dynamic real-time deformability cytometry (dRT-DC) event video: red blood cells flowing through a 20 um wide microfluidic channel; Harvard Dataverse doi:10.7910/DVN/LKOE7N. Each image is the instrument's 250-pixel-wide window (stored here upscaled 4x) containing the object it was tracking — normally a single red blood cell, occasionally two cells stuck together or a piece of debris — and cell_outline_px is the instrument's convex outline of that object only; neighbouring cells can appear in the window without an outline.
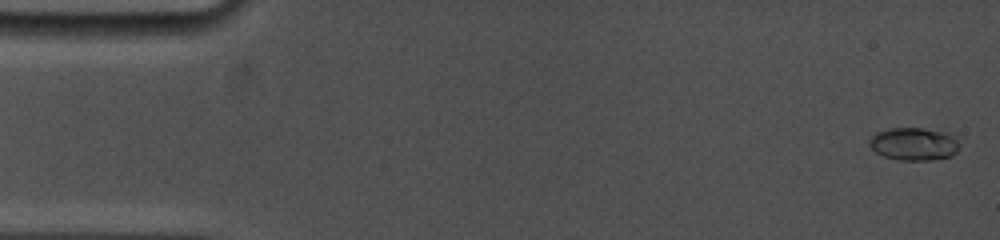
{"species": "common noctule bat (a hibernating species)", "species_latin": "Nyctalus noctula", "temperature_condition": "cold", "stored_images_in_passage": 84, "camera_frame_rate_fps": 5000, "um_per_image_px": 0.085, "animal": {"sex": "female", "body_mass_g": 19.0, "forearm_length_mm": 53.3}, "frame": {"image": 1, "passage_image": 2, "time_ms": 0.2, "image_size_px": [1000, 240], "cell_outline_px": [[960, 148], [952, 156], [932, 160], [900, 160], [884, 156], [876, 152], [868, 144], [868, 140], [876, 132], [888, 128], [920, 128], [944, 132], [956, 136], [960, 144]], "centroid_in_image_um": [77.7, 12.23], "position_along_channel_um": 7.3, "area_um2": 17.4}}
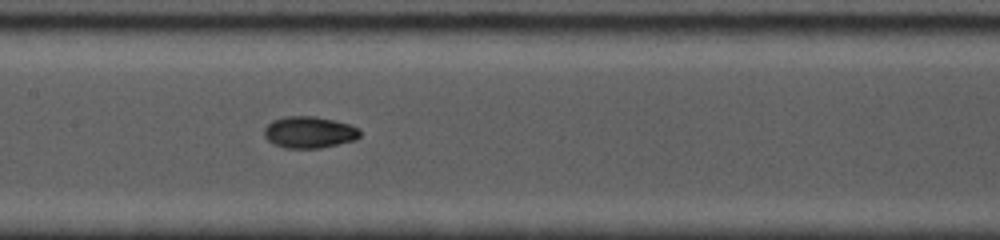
{"frame": {"image": 2, "passage_image": 42, "time_ms": 8.2, "image_size_px": [1000, 240], "cell_outline_px": [[360, 136], [356, 140], [320, 148], [284, 148], [272, 144], [264, 136], [264, 128], [272, 120], [284, 116], [316, 116], [348, 124], [360, 128]], "centroid_in_image_um": [26.27, 11.24], "position_along_channel_um": 181.1, "area_um2": 17.8}}
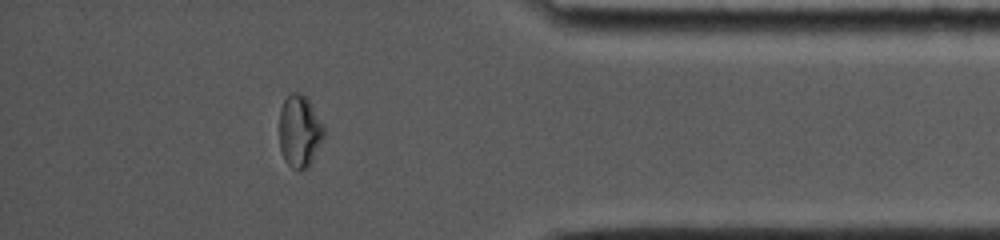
{"frame": {"image": 3, "passage_image": 74, "time_ms": 14.6, "image_size_px": [1000, 240], "cell_outline_px": [[324, 136], [308, 168], [292, 168], [284, 160], [280, 148], [280, 108], [284, 100], [292, 92], [300, 92], [308, 100], [324, 128]], "centroid_in_image_um": [25.44, 11.15], "position_along_channel_um": 409.8, "area_um2": 18.32}, "authors_computed_cell_mechanics": {"area_um2": 16.9932, "velocity_mm_per_s": 3.8035, "shape_relaxation_time_tau1_ms": 10.0968, "shape_relaxation_time_tau2_ms": 1.3048, "deformation_change_tau1": 0.2662, "deformation_change_tau2": 0.033}}